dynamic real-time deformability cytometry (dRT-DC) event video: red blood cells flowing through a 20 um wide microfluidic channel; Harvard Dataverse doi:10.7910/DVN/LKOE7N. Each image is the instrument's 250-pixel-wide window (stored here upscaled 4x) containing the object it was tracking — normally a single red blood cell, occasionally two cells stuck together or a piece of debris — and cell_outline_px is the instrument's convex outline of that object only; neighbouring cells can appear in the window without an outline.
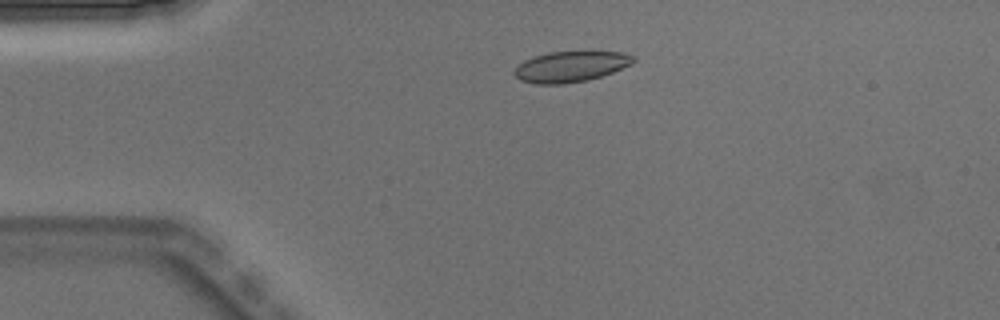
{"species": "Egyptian fruit bat (a non-hibernating species)", "species_latin": "Rousettus aegyptiacus", "temperature_condition": "warm", "stored_images_in_passage": 3, "camera_frame_rate_fps": 3000, "um_per_image_px": 0.085, "animal": {"sex": "male"}, "frame": {"image": 1, "passage_image": 2, "time_ms": 0.333, "image_size_px": [1000, 320], "cell_outline_px": [[636, 60], [632, 64], [612, 72], [588, 80], [564, 84], [536, 84], [520, 80], [512, 72], [524, 60], [548, 52], [588, 48], [624, 52], [632, 56]], "centroid_in_image_um": [48.57, 5.6], "position_along_channel_um": 36.4, "area_um2": 22.2}}